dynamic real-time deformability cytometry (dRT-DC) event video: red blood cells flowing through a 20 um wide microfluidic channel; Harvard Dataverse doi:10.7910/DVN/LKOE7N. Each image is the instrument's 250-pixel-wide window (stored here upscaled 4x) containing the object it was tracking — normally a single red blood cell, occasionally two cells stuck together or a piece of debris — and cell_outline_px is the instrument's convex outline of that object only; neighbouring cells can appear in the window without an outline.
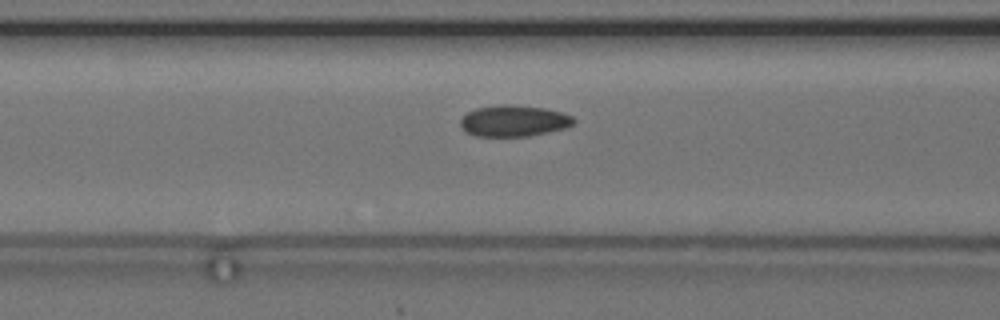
{"species": "common noctule bat (a hibernating species)", "species_latin": "Nyctalus noctula", "temperature_condition": "cold", "stored_images_in_passage": 13, "camera_frame_rate_fps": 3000, "um_per_image_px": 0.085, "animal": {"sex": "female", "body_mass_g": 24.6, "forearm_length_mm": 56.2}, "frame": {"image": 1, "passage_image": 11, "time_ms": 3.333, "image_size_px": [1000, 320], "cell_outline_px": [[576, 120], [572, 124], [564, 128], [548, 132], [528, 136], [476, 136], [468, 132], [460, 124], [460, 120], [468, 112], [476, 108], [500, 104], [508, 104], [544, 108], [560, 112], [572, 116]], "centroid_in_image_um": [43.68, 10.27], "position_along_channel_um": 122.9, "area_um2": 20.4}}